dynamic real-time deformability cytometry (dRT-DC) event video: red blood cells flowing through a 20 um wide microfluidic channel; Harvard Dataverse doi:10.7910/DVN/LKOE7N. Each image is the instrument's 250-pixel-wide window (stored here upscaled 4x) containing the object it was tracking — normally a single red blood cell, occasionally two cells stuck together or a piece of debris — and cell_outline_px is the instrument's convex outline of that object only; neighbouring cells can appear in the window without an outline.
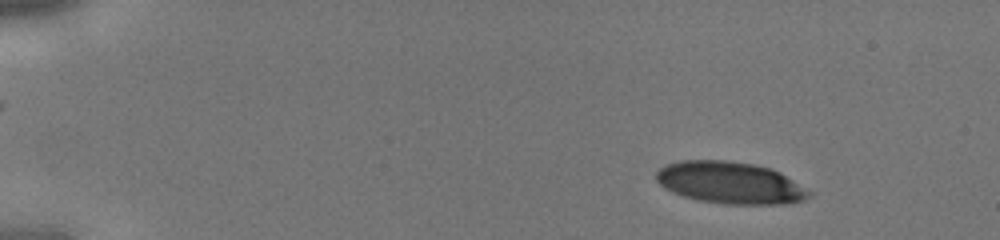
{"species": "human", "species_latin": "Homo sapiens", "temperature_condition": "cold", "stored_images_in_passage": 38, "camera_frame_rate_fps": 3000, "um_per_image_px": 0.085, "donor": {"sex": "male"}, "frame": {"image": 1, "passage_image": 1, "time_ms": 0.0, "image_size_px": [1000, 240], "cell_outline_px": [[812, 196], [804, 200], [784, 204], [724, 204], [700, 200], [684, 196], [672, 192], [664, 188], [656, 180], [656, 172], [660, 168], [668, 164], [680, 160], [728, 160], [756, 164], [772, 168], [780, 172], [812, 192]], "centroid_in_image_um": [62.08, 15.53], "position_along_channel_um": 22.9, "area_um2": 37.51}}
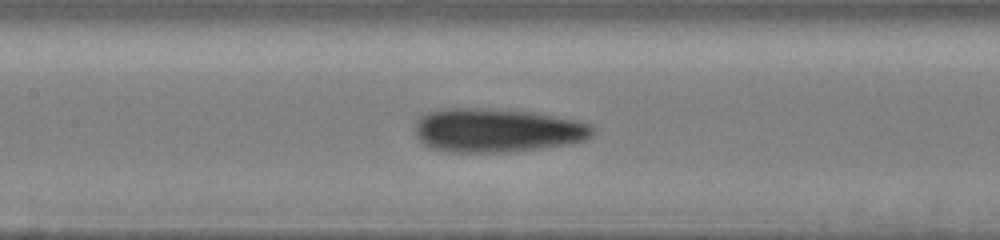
{"frame": {"image": 2, "passage_image": 17, "time_ms": 5.333, "image_size_px": [1000, 240], "cell_outline_px": [[596, 128], [592, 136], [584, 140], [568, 144], [540, 148], [500, 152], [448, 152], [432, 148], [424, 144], [416, 136], [416, 120], [420, 116], [428, 112], [448, 108], [484, 108], [536, 112], [580, 120], [592, 124]], "centroid_in_image_um": [42.29, 11.06], "position_along_channel_um": 165.1, "area_um2": 45.66}}
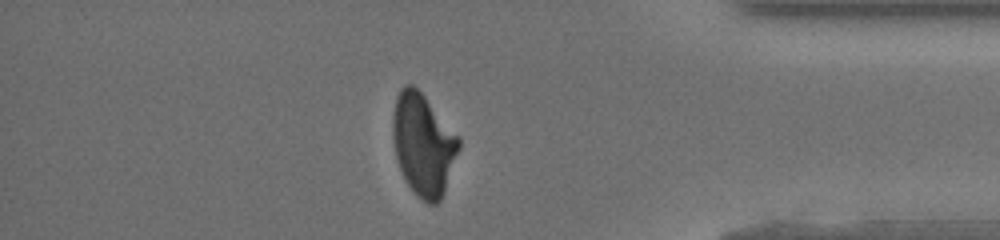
{"frame": {"image": 3, "passage_image": 33, "time_ms": 10.667, "image_size_px": [1000, 240], "cell_outline_px": [[460, 148], [444, 192], [440, 200], [436, 204], [428, 204], [416, 196], [408, 184], [400, 168], [396, 156], [392, 136], [392, 116], [396, 96], [400, 88], [404, 84], [412, 84], [424, 96], [460, 136]], "centroid_in_image_um": [35.98, 12.27], "position_along_channel_um": 399.2, "area_um2": 39.3}}